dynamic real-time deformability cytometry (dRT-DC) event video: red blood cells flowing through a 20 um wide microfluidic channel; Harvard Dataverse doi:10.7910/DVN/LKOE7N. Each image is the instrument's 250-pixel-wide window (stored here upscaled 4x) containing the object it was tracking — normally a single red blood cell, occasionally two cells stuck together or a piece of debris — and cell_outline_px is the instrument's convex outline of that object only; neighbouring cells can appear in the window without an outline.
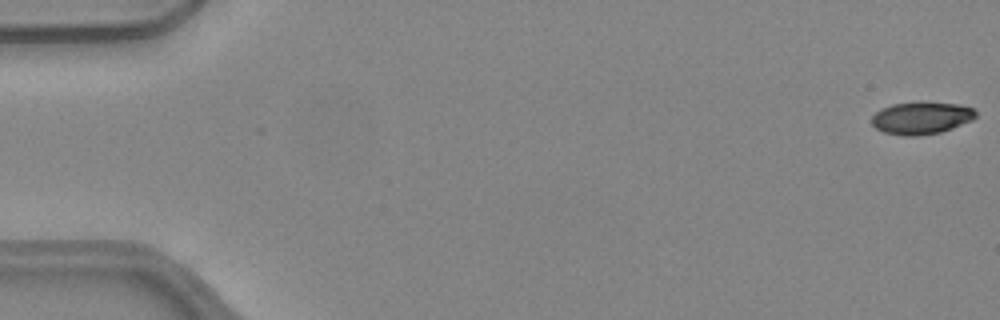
{"species": "common noctule bat (a hibernating species)", "species_latin": "Nyctalus noctula", "temperature_condition": "warm", "stored_images_in_passage": 52, "camera_frame_rate_fps": 3000, "um_per_image_px": 0.085, "animal": {"sex": "female", "body_mass_g": 24.6, "forearm_length_mm": 56.2}, "frame": {"image": 1, "passage_image": 1, "time_ms": 0.0, "image_size_px": [1000, 320], "cell_outline_px": [[976, 116], [972, 120], [952, 128], [940, 132], [916, 136], [904, 136], [884, 132], [876, 128], [872, 124], [872, 116], [880, 108], [892, 104], [920, 100], [960, 104], [972, 108], [976, 112]], "centroid_in_image_um": [78.3, 9.99], "position_along_channel_um": 6.7, "area_um2": 20.0}}
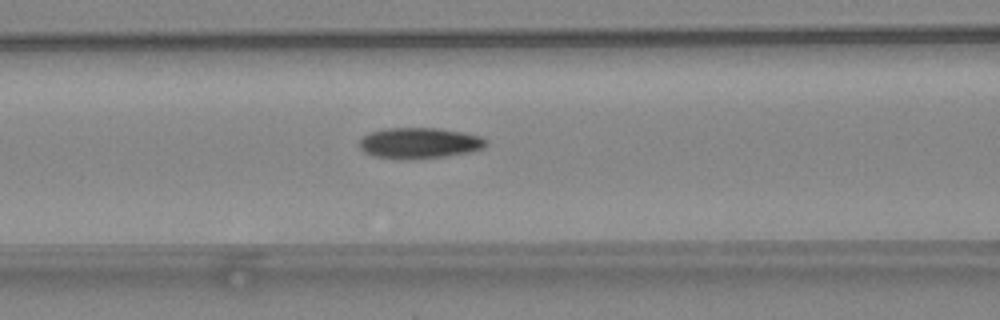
{"frame": {"image": 2, "passage_image": 22, "time_ms": 7.0, "image_size_px": [1000, 320], "cell_outline_px": [[488, 144], [484, 148], [472, 152], [448, 156], [412, 160], [396, 160], [372, 156], [364, 152], [360, 148], [360, 140], [368, 132], [388, 128], [436, 128], [464, 132], [480, 136], [488, 140]], "centroid_in_image_um": [35.66, 12.18], "position_along_channel_um": 130.9, "area_um2": 23.35}}
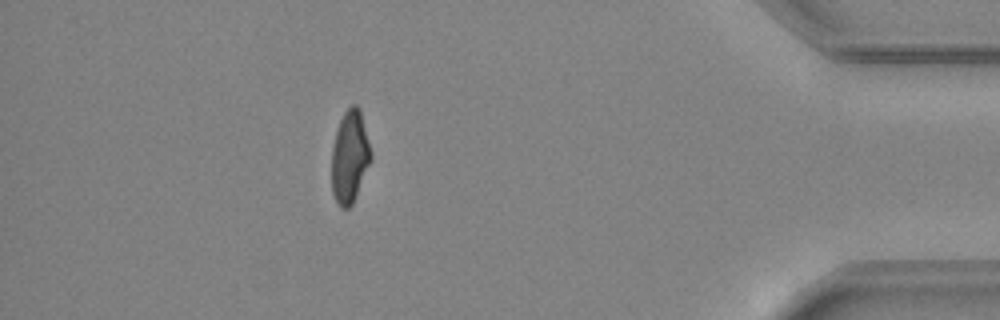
{"frame": {"image": 3, "passage_image": 46, "time_ms": 15.0, "image_size_px": [1000, 320], "cell_outline_px": [[372, 160], [356, 196], [352, 204], [348, 208], [340, 208], [332, 192], [332, 148], [336, 132], [340, 120], [344, 112], [352, 104], [356, 104], [360, 108], [372, 152]], "centroid_in_image_um": [29.75, 13.32], "position_along_channel_um": 405.5, "area_um2": 21.27}, "authors_computed_cell_mechanics": {"area_um2": 22.0218, "velocity_mm_per_s": 4.0481, "shape_relaxation_time_tau1_ms": 7.4408, "shape_relaxation_time_tau2_ms": 2.159, "deformation_change_tau1": 0.2137, "deformation_change_tau2": 0.0749}}